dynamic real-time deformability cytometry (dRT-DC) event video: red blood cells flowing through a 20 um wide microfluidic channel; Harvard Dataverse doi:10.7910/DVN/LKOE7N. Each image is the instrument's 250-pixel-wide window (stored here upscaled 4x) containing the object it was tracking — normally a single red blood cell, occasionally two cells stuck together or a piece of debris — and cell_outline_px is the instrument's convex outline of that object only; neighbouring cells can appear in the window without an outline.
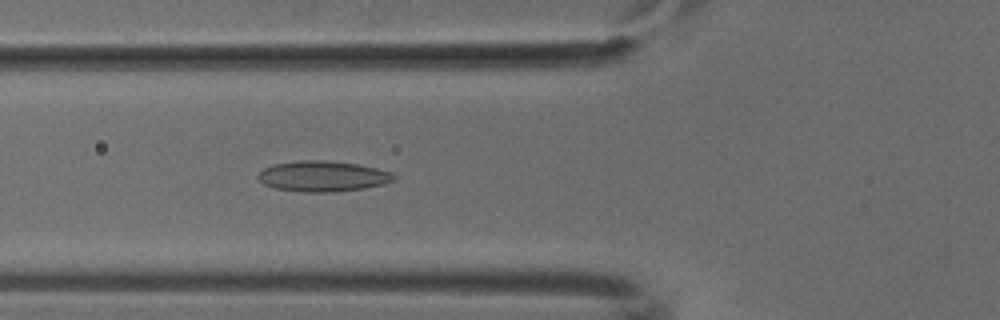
{"species": "common noctule bat (a hibernating species)", "species_latin": "Nyctalus noctula", "temperature_condition": "cold", "stored_images_in_passage": 37, "camera_frame_rate_fps": 3000, "um_per_image_px": 0.085, "animal": {"sex": "male", "body_mass_g": 18.8}, "frame": {"image": 1, "passage_image": 4, "time_ms": 1.0, "image_size_px": [1000, 320], "cell_outline_px": [[396, 180], [384, 184], [364, 188], [332, 192], [304, 192], [276, 188], [264, 184], [256, 176], [264, 168], [272, 164], [304, 160], [328, 160], [356, 164], [376, 168], [392, 172], [396, 176]], "centroid_in_image_um": [27.46, 14.98], "position_along_channel_um": 98.3, "area_um2": 24.22}}
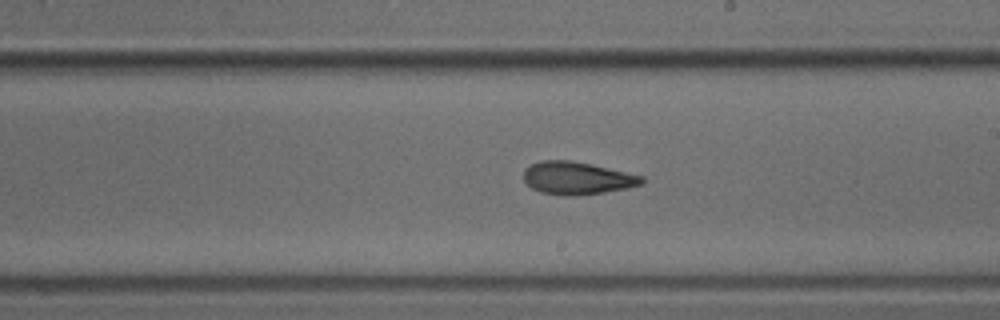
{"frame": {"image": 2, "passage_image": 15, "time_ms": 4.667, "image_size_px": [1000, 320], "cell_outline_px": [[644, 184], [628, 188], [604, 192], [572, 196], [564, 196], [540, 192], [532, 188], [524, 180], [524, 168], [540, 160], [568, 160], [592, 164], [644, 176]], "centroid_in_image_um": [49.06, 15.14], "position_along_channel_um": 239.9, "area_um2": 22.6}}
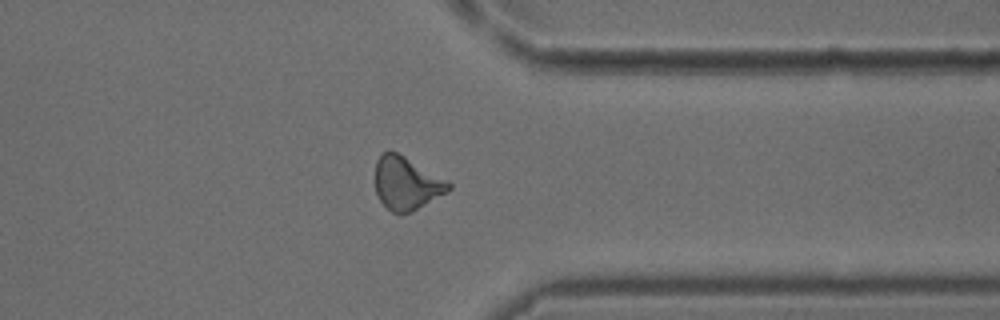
{"frame": {"image": 3, "passage_image": 26, "time_ms": 8.333, "image_size_px": [1000, 320], "cell_outline_px": [[452, 188], [448, 192], [400, 216], [392, 212], [380, 200], [376, 192], [376, 160], [380, 152], [388, 148], [404, 156], [448, 180], [452, 184]], "centroid_in_image_um": [34.54, 15.55], "position_along_channel_um": 376.9, "area_um2": 22.72}}